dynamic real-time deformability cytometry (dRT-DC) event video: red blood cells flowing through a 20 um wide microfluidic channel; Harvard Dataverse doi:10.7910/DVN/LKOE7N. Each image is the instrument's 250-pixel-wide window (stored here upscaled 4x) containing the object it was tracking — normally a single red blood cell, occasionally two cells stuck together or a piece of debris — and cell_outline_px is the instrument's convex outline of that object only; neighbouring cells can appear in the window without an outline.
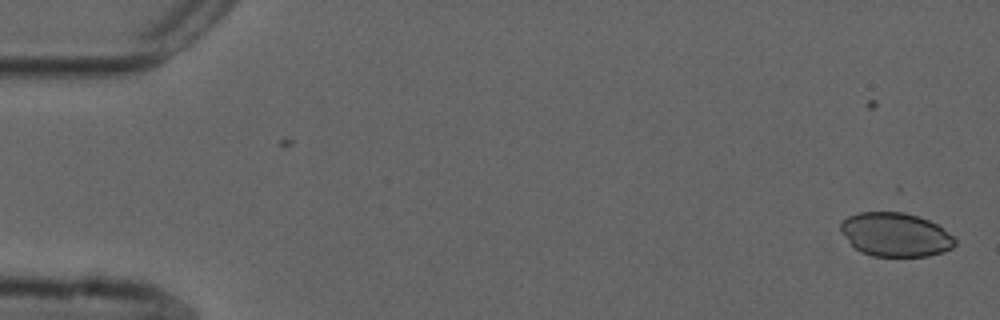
{"species": "common noctule bat (a hibernating species)", "species_latin": "Nyctalus noctula", "temperature_condition": "cold", "stored_images_in_passage": 53, "camera_frame_rate_fps": 3000, "um_per_image_px": 0.085, "animal": {"sex": "male", "forearm_length_mm": 52.5}, "frame": {"image": 1, "passage_image": 1, "time_ms": 0.0, "image_size_px": [1000, 320], "cell_outline_px": [[956, 244], [952, 248], [944, 252], [928, 256], [872, 256], [860, 252], [840, 232], [840, 224], [848, 216], [860, 212], [896, 208], [920, 216], [936, 224], [952, 236], [956, 240]], "centroid_in_image_um": [76.1, 19.89], "position_along_channel_um": 8.9, "area_um2": 29.94}}